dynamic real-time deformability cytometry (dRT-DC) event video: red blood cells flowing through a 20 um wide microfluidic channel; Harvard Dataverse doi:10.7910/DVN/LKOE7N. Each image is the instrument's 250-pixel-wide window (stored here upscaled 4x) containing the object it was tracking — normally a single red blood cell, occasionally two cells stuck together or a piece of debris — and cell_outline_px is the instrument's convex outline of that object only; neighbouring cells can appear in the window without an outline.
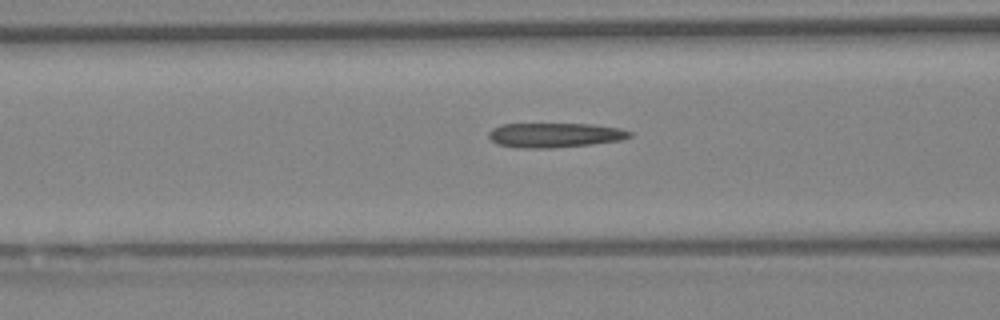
{"species": "Egyptian fruit bat (a non-hibernating species)", "species_latin": "Rousettus aegyptiacus", "temperature_condition": "warm", "stored_images_in_passage": 34, "camera_frame_rate_fps": 3000, "um_per_image_px": 0.085, "animal": {"sex": "female"}, "frame": {"image": 1, "passage_image": 10, "time_ms": 3.0, "image_size_px": [1000, 320], "cell_outline_px": [[632, 136], [620, 140], [592, 144], [552, 148], [516, 148], [496, 144], [488, 136], [488, 132], [492, 128], [500, 124], [592, 124], [620, 128], [632, 132]], "centroid_in_image_um": [47.13, 11.49], "position_along_channel_um": 119.5, "area_um2": 20.35}}
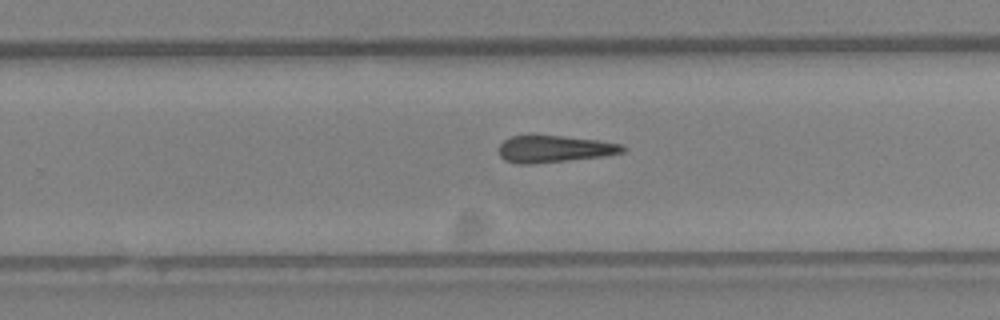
{"frame": {"image": 2, "passage_image": 24, "time_ms": 7.667, "image_size_px": [1000, 320], "cell_outline_px": [[628, 148], [624, 152], [600, 156], [568, 160], [532, 164], [516, 164], [504, 160], [500, 156], [500, 144], [504, 140], [512, 136], [532, 132], [600, 140], [624, 144]], "centroid_in_image_um": [47.09, 12.61], "position_along_channel_um": 282.7, "area_um2": 20.17}}
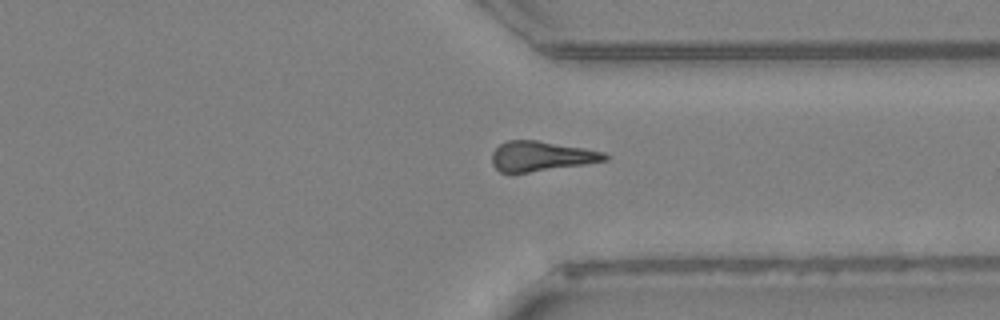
{"frame": {"image": 3, "passage_image": 31, "time_ms": 10.0, "image_size_px": [1000, 320], "cell_outline_px": [[608, 160], [584, 164], [528, 172], [500, 172], [492, 164], [492, 152], [500, 144], [508, 140], [536, 140], [584, 148], [604, 152], [608, 156]], "centroid_in_image_um": [45.99, 13.27], "position_along_channel_um": 365.4, "area_um2": 19.42}}